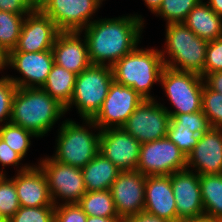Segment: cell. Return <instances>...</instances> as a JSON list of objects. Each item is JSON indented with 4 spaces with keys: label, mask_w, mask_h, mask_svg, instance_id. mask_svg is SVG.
<instances>
[{
    "label": "cell",
    "mask_w": 222,
    "mask_h": 222,
    "mask_svg": "<svg viewBox=\"0 0 222 222\" xmlns=\"http://www.w3.org/2000/svg\"><path fill=\"white\" fill-rule=\"evenodd\" d=\"M20 208L14 177L0 175V213L8 221Z\"/></svg>",
    "instance_id": "obj_30"
},
{
    "label": "cell",
    "mask_w": 222,
    "mask_h": 222,
    "mask_svg": "<svg viewBox=\"0 0 222 222\" xmlns=\"http://www.w3.org/2000/svg\"><path fill=\"white\" fill-rule=\"evenodd\" d=\"M201 0H162L160 8L154 13L166 20V24L184 22L189 12Z\"/></svg>",
    "instance_id": "obj_29"
},
{
    "label": "cell",
    "mask_w": 222,
    "mask_h": 222,
    "mask_svg": "<svg viewBox=\"0 0 222 222\" xmlns=\"http://www.w3.org/2000/svg\"><path fill=\"white\" fill-rule=\"evenodd\" d=\"M75 79L76 74L54 63L41 88L66 108L72 99Z\"/></svg>",
    "instance_id": "obj_24"
},
{
    "label": "cell",
    "mask_w": 222,
    "mask_h": 222,
    "mask_svg": "<svg viewBox=\"0 0 222 222\" xmlns=\"http://www.w3.org/2000/svg\"><path fill=\"white\" fill-rule=\"evenodd\" d=\"M0 175H5V173L3 172V169H2V171H0Z\"/></svg>",
    "instance_id": "obj_49"
},
{
    "label": "cell",
    "mask_w": 222,
    "mask_h": 222,
    "mask_svg": "<svg viewBox=\"0 0 222 222\" xmlns=\"http://www.w3.org/2000/svg\"><path fill=\"white\" fill-rule=\"evenodd\" d=\"M38 166L46 176L54 205H58V197L65 204L78 203L86 193L81 168L59 163L51 157L40 159Z\"/></svg>",
    "instance_id": "obj_11"
},
{
    "label": "cell",
    "mask_w": 222,
    "mask_h": 222,
    "mask_svg": "<svg viewBox=\"0 0 222 222\" xmlns=\"http://www.w3.org/2000/svg\"><path fill=\"white\" fill-rule=\"evenodd\" d=\"M183 23L208 42L222 37V17L202 0L189 12Z\"/></svg>",
    "instance_id": "obj_22"
},
{
    "label": "cell",
    "mask_w": 222,
    "mask_h": 222,
    "mask_svg": "<svg viewBox=\"0 0 222 222\" xmlns=\"http://www.w3.org/2000/svg\"><path fill=\"white\" fill-rule=\"evenodd\" d=\"M168 128L191 129L192 132L201 136L211 128V125L207 116L201 110L194 113L176 114L170 117Z\"/></svg>",
    "instance_id": "obj_32"
},
{
    "label": "cell",
    "mask_w": 222,
    "mask_h": 222,
    "mask_svg": "<svg viewBox=\"0 0 222 222\" xmlns=\"http://www.w3.org/2000/svg\"><path fill=\"white\" fill-rule=\"evenodd\" d=\"M166 48L160 50L164 66L170 69L204 74L208 41L199 38L183 22L166 25ZM170 58L167 60L166 54Z\"/></svg>",
    "instance_id": "obj_4"
},
{
    "label": "cell",
    "mask_w": 222,
    "mask_h": 222,
    "mask_svg": "<svg viewBox=\"0 0 222 222\" xmlns=\"http://www.w3.org/2000/svg\"><path fill=\"white\" fill-rule=\"evenodd\" d=\"M30 137L36 136L32 132L11 122L5 121V124L0 126V138L23 158L29 150L31 144Z\"/></svg>",
    "instance_id": "obj_28"
},
{
    "label": "cell",
    "mask_w": 222,
    "mask_h": 222,
    "mask_svg": "<svg viewBox=\"0 0 222 222\" xmlns=\"http://www.w3.org/2000/svg\"><path fill=\"white\" fill-rule=\"evenodd\" d=\"M86 222H121L119 217L88 216Z\"/></svg>",
    "instance_id": "obj_42"
},
{
    "label": "cell",
    "mask_w": 222,
    "mask_h": 222,
    "mask_svg": "<svg viewBox=\"0 0 222 222\" xmlns=\"http://www.w3.org/2000/svg\"><path fill=\"white\" fill-rule=\"evenodd\" d=\"M186 168L187 156L168 137L141 143L136 170L143 175H171Z\"/></svg>",
    "instance_id": "obj_9"
},
{
    "label": "cell",
    "mask_w": 222,
    "mask_h": 222,
    "mask_svg": "<svg viewBox=\"0 0 222 222\" xmlns=\"http://www.w3.org/2000/svg\"><path fill=\"white\" fill-rule=\"evenodd\" d=\"M81 171L86 192H90L110 190L121 170L99 152Z\"/></svg>",
    "instance_id": "obj_23"
},
{
    "label": "cell",
    "mask_w": 222,
    "mask_h": 222,
    "mask_svg": "<svg viewBox=\"0 0 222 222\" xmlns=\"http://www.w3.org/2000/svg\"><path fill=\"white\" fill-rule=\"evenodd\" d=\"M170 115L155 99L143 100L122 128L140 143L167 137Z\"/></svg>",
    "instance_id": "obj_10"
},
{
    "label": "cell",
    "mask_w": 222,
    "mask_h": 222,
    "mask_svg": "<svg viewBox=\"0 0 222 222\" xmlns=\"http://www.w3.org/2000/svg\"><path fill=\"white\" fill-rule=\"evenodd\" d=\"M82 32H60L52 47L54 63L78 75L91 65L87 42ZM82 39V40H81Z\"/></svg>",
    "instance_id": "obj_20"
},
{
    "label": "cell",
    "mask_w": 222,
    "mask_h": 222,
    "mask_svg": "<svg viewBox=\"0 0 222 222\" xmlns=\"http://www.w3.org/2000/svg\"><path fill=\"white\" fill-rule=\"evenodd\" d=\"M54 64L52 50L42 52H9L8 66L13 67L23 77H9L17 88H41Z\"/></svg>",
    "instance_id": "obj_13"
},
{
    "label": "cell",
    "mask_w": 222,
    "mask_h": 222,
    "mask_svg": "<svg viewBox=\"0 0 222 222\" xmlns=\"http://www.w3.org/2000/svg\"><path fill=\"white\" fill-rule=\"evenodd\" d=\"M164 67L160 50L137 46L112 66L113 80L133 88L144 99H154L150 89L160 82Z\"/></svg>",
    "instance_id": "obj_3"
},
{
    "label": "cell",
    "mask_w": 222,
    "mask_h": 222,
    "mask_svg": "<svg viewBox=\"0 0 222 222\" xmlns=\"http://www.w3.org/2000/svg\"><path fill=\"white\" fill-rule=\"evenodd\" d=\"M20 166L14 184L22 207L55 206L44 172L36 165Z\"/></svg>",
    "instance_id": "obj_19"
},
{
    "label": "cell",
    "mask_w": 222,
    "mask_h": 222,
    "mask_svg": "<svg viewBox=\"0 0 222 222\" xmlns=\"http://www.w3.org/2000/svg\"><path fill=\"white\" fill-rule=\"evenodd\" d=\"M78 205L87 216L119 217L110 190L86 192Z\"/></svg>",
    "instance_id": "obj_26"
},
{
    "label": "cell",
    "mask_w": 222,
    "mask_h": 222,
    "mask_svg": "<svg viewBox=\"0 0 222 222\" xmlns=\"http://www.w3.org/2000/svg\"><path fill=\"white\" fill-rule=\"evenodd\" d=\"M121 222H168V221L143 210L136 215L128 216L121 219Z\"/></svg>",
    "instance_id": "obj_41"
},
{
    "label": "cell",
    "mask_w": 222,
    "mask_h": 222,
    "mask_svg": "<svg viewBox=\"0 0 222 222\" xmlns=\"http://www.w3.org/2000/svg\"><path fill=\"white\" fill-rule=\"evenodd\" d=\"M207 4L216 14L222 17V0H208Z\"/></svg>",
    "instance_id": "obj_43"
},
{
    "label": "cell",
    "mask_w": 222,
    "mask_h": 222,
    "mask_svg": "<svg viewBox=\"0 0 222 222\" xmlns=\"http://www.w3.org/2000/svg\"><path fill=\"white\" fill-rule=\"evenodd\" d=\"M222 71V37L209 41L206 48L204 74Z\"/></svg>",
    "instance_id": "obj_36"
},
{
    "label": "cell",
    "mask_w": 222,
    "mask_h": 222,
    "mask_svg": "<svg viewBox=\"0 0 222 222\" xmlns=\"http://www.w3.org/2000/svg\"><path fill=\"white\" fill-rule=\"evenodd\" d=\"M87 217L78 203L55 205L54 222H86Z\"/></svg>",
    "instance_id": "obj_37"
},
{
    "label": "cell",
    "mask_w": 222,
    "mask_h": 222,
    "mask_svg": "<svg viewBox=\"0 0 222 222\" xmlns=\"http://www.w3.org/2000/svg\"><path fill=\"white\" fill-rule=\"evenodd\" d=\"M61 31L38 7L25 16L17 46L11 52H42L52 50Z\"/></svg>",
    "instance_id": "obj_16"
},
{
    "label": "cell",
    "mask_w": 222,
    "mask_h": 222,
    "mask_svg": "<svg viewBox=\"0 0 222 222\" xmlns=\"http://www.w3.org/2000/svg\"><path fill=\"white\" fill-rule=\"evenodd\" d=\"M144 211L168 222H178L171 175L146 176Z\"/></svg>",
    "instance_id": "obj_21"
},
{
    "label": "cell",
    "mask_w": 222,
    "mask_h": 222,
    "mask_svg": "<svg viewBox=\"0 0 222 222\" xmlns=\"http://www.w3.org/2000/svg\"><path fill=\"white\" fill-rule=\"evenodd\" d=\"M171 185L178 222L205 217L198 173L190 169L175 172L171 174Z\"/></svg>",
    "instance_id": "obj_14"
},
{
    "label": "cell",
    "mask_w": 222,
    "mask_h": 222,
    "mask_svg": "<svg viewBox=\"0 0 222 222\" xmlns=\"http://www.w3.org/2000/svg\"><path fill=\"white\" fill-rule=\"evenodd\" d=\"M112 82L111 66L91 64L76 75L72 99L65 112L75 105L83 120L92 119L101 109Z\"/></svg>",
    "instance_id": "obj_5"
},
{
    "label": "cell",
    "mask_w": 222,
    "mask_h": 222,
    "mask_svg": "<svg viewBox=\"0 0 222 222\" xmlns=\"http://www.w3.org/2000/svg\"><path fill=\"white\" fill-rule=\"evenodd\" d=\"M185 222H222L221 220H216L212 218L202 217L195 220L185 221Z\"/></svg>",
    "instance_id": "obj_46"
},
{
    "label": "cell",
    "mask_w": 222,
    "mask_h": 222,
    "mask_svg": "<svg viewBox=\"0 0 222 222\" xmlns=\"http://www.w3.org/2000/svg\"><path fill=\"white\" fill-rule=\"evenodd\" d=\"M159 83L175 109L171 111L163 106L170 117L202 110L204 82L201 75L164 67Z\"/></svg>",
    "instance_id": "obj_7"
},
{
    "label": "cell",
    "mask_w": 222,
    "mask_h": 222,
    "mask_svg": "<svg viewBox=\"0 0 222 222\" xmlns=\"http://www.w3.org/2000/svg\"><path fill=\"white\" fill-rule=\"evenodd\" d=\"M65 108L42 88H17L10 122L43 137L65 114Z\"/></svg>",
    "instance_id": "obj_2"
},
{
    "label": "cell",
    "mask_w": 222,
    "mask_h": 222,
    "mask_svg": "<svg viewBox=\"0 0 222 222\" xmlns=\"http://www.w3.org/2000/svg\"><path fill=\"white\" fill-rule=\"evenodd\" d=\"M17 90L16 84L6 75L0 78V124L4 120L10 122L12 113V101Z\"/></svg>",
    "instance_id": "obj_34"
},
{
    "label": "cell",
    "mask_w": 222,
    "mask_h": 222,
    "mask_svg": "<svg viewBox=\"0 0 222 222\" xmlns=\"http://www.w3.org/2000/svg\"><path fill=\"white\" fill-rule=\"evenodd\" d=\"M205 217L222 221V174L199 175Z\"/></svg>",
    "instance_id": "obj_25"
},
{
    "label": "cell",
    "mask_w": 222,
    "mask_h": 222,
    "mask_svg": "<svg viewBox=\"0 0 222 222\" xmlns=\"http://www.w3.org/2000/svg\"><path fill=\"white\" fill-rule=\"evenodd\" d=\"M55 206L22 207L7 222H54Z\"/></svg>",
    "instance_id": "obj_33"
},
{
    "label": "cell",
    "mask_w": 222,
    "mask_h": 222,
    "mask_svg": "<svg viewBox=\"0 0 222 222\" xmlns=\"http://www.w3.org/2000/svg\"><path fill=\"white\" fill-rule=\"evenodd\" d=\"M167 137L186 155L193 150L200 135L186 128H168Z\"/></svg>",
    "instance_id": "obj_35"
},
{
    "label": "cell",
    "mask_w": 222,
    "mask_h": 222,
    "mask_svg": "<svg viewBox=\"0 0 222 222\" xmlns=\"http://www.w3.org/2000/svg\"><path fill=\"white\" fill-rule=\"evenodd\" d=\"M25 16L0 11V46L8 53L17 46Z\"/></svg>",
    "instance_id": "obj_27"
},
{
    "label": "cell",
    "mask_w": 222,
    "mask_h": 222,
    "mask_svg": "<svg viewBox=\"0 0 222 222\" xmlns=\"http://www.w3.org/2000/svg\"><path fill=\"white\" fill-rule=\"evenodd\" d=\"M146 176L137 170L120 171L110 191L120 219L144 210Z\"/></svg>",
    "instance_id": "obj_15"
},
{
    "label": "cell",
    "mask_w": 222,
    "mask_h": 222,
    "mask_svg": "<svg viewBox=\"0 0 222 222\" xmlns=\"http://www.w3.org/2000/svg\"><path fill=\"white\" fill-rule=\"evenodd\" d=\"M141 143L122 127L100 130V148L102 153L121 171L136 170Z\"/></svg>",
    "instance_id": "obj_17"
},
{
    "label": "cell",
    "mask_w": 222,
    "mask_h": 222,
    "mask_svg": "<svg viewBox=\"0 0 222 222\" xmlns=\"http://www.w3.org/2000/svg\"><path fill=\"white\" fill-rule=\"evenodd\" d=\"M202 78L209 89L222 94V71L203 74Z\"/></svg>",
    "instance_id": "obj_40"
},
{
    "label": "cell",
    "mask_w": 222,
    "mask_h": 222,
    "mask_svg": "<svg viewBox=\"0 0 222 222\" xmlns=\"http://www.w3.org/2000/svg\"><path fill=\"white\" fill-rule=\"evenodd\" d=\"M101 4L100 0H44L38 8L61 32H82Z\"/></svg>",
    "instance_id": "obj_12"
},
{
    "label": "cell",
    "mask_w": 222,
    "mask_h": 222,
    "mask_svg": "<svg viewBox=\"0 0 222 222\" xmlns=\"http://www.w3.org/2000/svg\"><path fill=\"white\" fill-rule=\"evenodd\" d=\"M193 166L199 175L222 174V129L210 128L198 139L187 156V168Z\"/></svg>",
    "instance_id": "obj_18"
},
{
    "label": "cell",
    "mask_w": 222,
    "mask_h": 222,
    "mask_svg": "<svg viewBox=\"0 0 222 222\" xmlns=\"http://www.w3.org/2000/svg\"><path fill=\"white\" fill-rule=\"evenodd\" d=\"M0 222H7V220L2 216L1 213H0Z\"/></svg>",
    "instance_id": "obj_48"
},
{
    "label": "cell",
    "mask_w": 222,
    "mask_h": 222,
    "mask_svg": "<svg viewBox=\"0 0 222 222\" xmlns=\"http://www.w3.org/2000/svg\"><path fill=\"white\" fill-rule=\"evenodd\" d=\"M21 160H23V157L0 138V164H2V167L7 165L18 166Z\"/></svg>",
    "instance_id": "obj_39"
},
{
    "label": "cell",
    "mask_w": 222,
    "mask_h": 222,
    "mask_svg": "<svg viewBox=\"0 0 222 222\" xmlns=\"http://www.w3.org/2000/svg\"><path fill=\"white\" fill-rule=\"evenodd\" d=\"M35 8L30 0H0V11L27 15Z\"/></svg>",
    "instance_id": "obj_38"
},
{
    "label": "cell",
    "mask_w": 222,
    "mask_h": 222,
    "mask_svg": "<svg viewBox=\"0 0 222 222\" xmlns=\"http://www.w3.org/2000/svg\"><path fill=\"white\" fill-rule=\"evenodd\" d=\"M98 131L95 134L73 120L63 121L58 131L56 152L51 158L65 165L85 167L99 153Z\"/></svg>",
    "instance_id": "obj_6"
},
{
    "label": "cell",
    "mask_w": 222,
    "mask_h": 222,
    "mask_svg": "<svg viewBox=\"0 0 222 222\" xmlns=\"http://www.w3.org/2000/svg\"><path fill=\"white\" fill-rule=\"evenodd\" d=\"M148 9L155 13L161 6L162 0H144Z\"/></svg>",
    "instance_id": "obj_44"
},
{
    "label": "cell",
    "mask_w": 222,
    "mask_h": 222,
    "mask_svg": "<svg viewBox=\"0 0 222 222\" xmlns=\"http://www.w3.org/2000/svg\"><path fill=\"white\" fill-rule=\"evenodd\" d=\"M8 66V52L0 46V70Z\"/></svg>",
    "instance_id": "obj_45"
},
{
    "label": "cell",
    "mask_w": 222,
    "mask_h": 222,
    "mask_svg": "<svg viewBox=\"0 0 222 222\" xmlns=\"http://www.w3.org/2000/svg\"><path fill=\"white\" fill-rule=\"evenodd\" d=\"M143 20L141 15L136 14L104 18L94 20L84 28L83 37L87 42L91 64L112 67L124 55L133 51L141 38Z\"/></svg>",
    "instance_id": "obj_1"
},
{
    "label": "cell",
    "mask_w": 222,
    "mask_h": 222,
    "mask_svg": "<svg viewBox=\"0 0 222 222\" xmlns=\"http://www.w3.org/2000/svg\"><path fill=\"white\" fill-rule=\"evenodd\" d=\"M202 112L212 128L222 129V94L209 89L205 84L202 93Z\"/></svg>",
    "instance_id": "obj_31"
},
{
    "label": "cell",
    "mask_w": 222,
    "mask_h": 222,
    "mask_svg": "<svg viewBox=\"0 0 222 222\" xmlns=\"http://www.w3.org/2000/svg\"><path fill=\"white\" fill-rule=\"evenodd\" d=\"M44 0H30V2L35 6L39 7V5L43 2Z\"/></svg>",
    "instance_id": "obj_47"
},
{
    "label": "cell",
    "mask_w": 222,
    "mask_h": 222,
    "mask_svg": "<svg viewBox=\"0 0 222 222\" xmlns=\"http://www.w3.org/2000/svg\"><path fill=\"white\" fill-rule=\"evenodd\" d=\"M143 100L133 88L113 80L101 109L92 119H84L86 126L96 130L120 128Z\"/></svg>",
    "instance_id": "obj_8"
}]
</instances>
